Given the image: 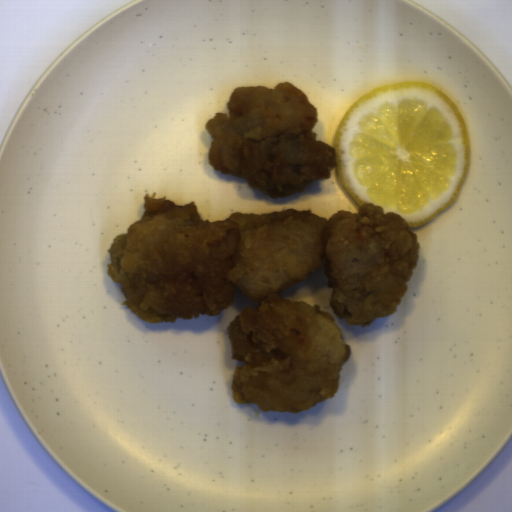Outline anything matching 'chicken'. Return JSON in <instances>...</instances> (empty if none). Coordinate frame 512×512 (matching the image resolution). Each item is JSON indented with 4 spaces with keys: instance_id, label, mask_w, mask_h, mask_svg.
Wrapping results in <instances>:
<instances>
[{
    "instance_id": "1",
    "label": "chicken",
    "mask_w": 512,
    "mask_h": 512,
    "mask_svg": "<svg viewBox=\"0 0 512 512\" xmlns=\"http://www.w3.org/2000/svg\"><path fill=\"white\" fill-rule=\"evenodd\" d=\"M144 213L113 238L107 274L125 301L152 324L216 316L235 287L258 302L227 327L235 403L300 413L334 398L352 354L332 314L283 292L321 267L339 320L370 326L396 313L421 242L397 212L362 203L329 219L311 210L233 212L208 221L193 201L178 205L145 193Z\"/></svg>"
},
{
    "instance_id": "2",
    "label": "chicken",
    "mask_w": 512,
    "mask_h": 512,
    "mask_svg": "<svg viewBox=\"0 0 512 512\" xmlns=\"http://www.w3.org/2000/svg\"><path fill=\"white\" fill-rule=\"evenodd\" d=\"M226 108L205 125L213 139L209 164L220 175L244 179L272 199L331 178L336 148L317 140L319 112L293 83L237 87Z\"/></svg>"
}]
</instances>
